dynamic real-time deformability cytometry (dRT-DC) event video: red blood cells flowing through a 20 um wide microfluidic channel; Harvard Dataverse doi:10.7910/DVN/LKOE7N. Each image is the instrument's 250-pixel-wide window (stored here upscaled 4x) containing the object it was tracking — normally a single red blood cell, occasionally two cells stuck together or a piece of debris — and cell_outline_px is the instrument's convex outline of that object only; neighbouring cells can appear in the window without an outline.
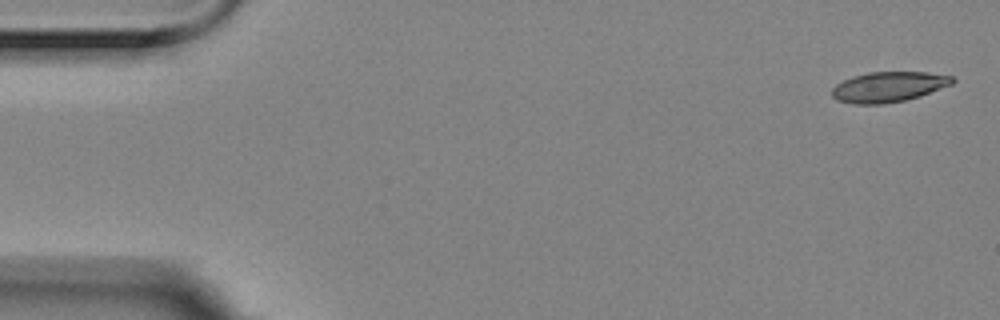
{"species": "Egyptian fruit bat (a non-hibernating species)", "species_latin": "Rousettus aegyptiacus", "temperature_condition": "room temperature", "stored_images_in_passage": 4, "camera_frame_rate_fps": 3000, "um_per_image_px": 0.085, "animal": {"sex": "female"}, "frame": {"image": 1, "passage_image": 1, "time_ms": 0.0, "image_size_px": [1000, 320], "cell_outline_px": [[956, 80], [952, 84], [920, 96], [904, 100], [884, 104], [856, 104], [836, 100], [832, 96], [832, 88], [836, 84], [852, 76], [868, 72], [928, 72], [952, 76]], "centroid_in_image_um": [75.52, 7.38], "position_along_channel_um": 9.5, "area_um2": 21.27}}